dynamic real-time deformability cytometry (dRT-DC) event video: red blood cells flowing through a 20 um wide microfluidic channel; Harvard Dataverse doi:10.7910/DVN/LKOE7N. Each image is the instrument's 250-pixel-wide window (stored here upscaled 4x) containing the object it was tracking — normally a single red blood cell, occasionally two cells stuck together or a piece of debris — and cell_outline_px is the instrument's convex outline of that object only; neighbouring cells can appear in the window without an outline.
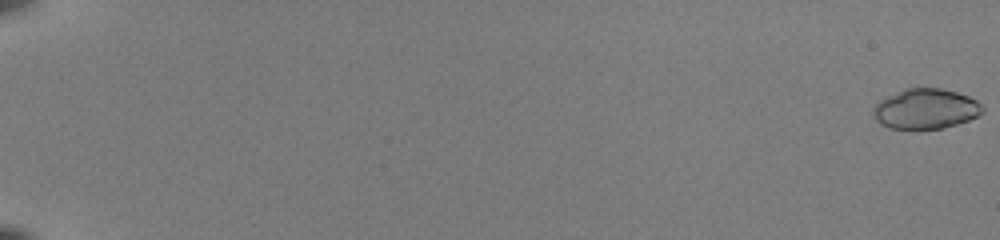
{"species": "common noctule bat (a hibernating species)", "species_latin": "Nyctalus noctula", "temperature_condition": "room temperature", "stored_images_in_passage": 54, "camera_frame_rate_fps": 3000, "um_per_image_px": 0.085, "animal": {"sex": "female", "body_mass_g": 22.0, "forearm_length_mm": 56.7}, "frame": {"image": 1, "passage_image": 1, "time_ms": 0.0, "image_size_px": [1000, 240], "cell_outline_px": [[984, 112], [968, 120], [944, 128], [888, 128], [880, 124], [876, 120], [872, 112], [876, 104], [880, 100], [904, 88], [940, 88], [956, 92], [968, 96], [976, 100], [984, 108]], "centroid_in_image_um": [78.67, 9.24], "position_along_channel_um": 6.3, "area_um2": 25.37}}
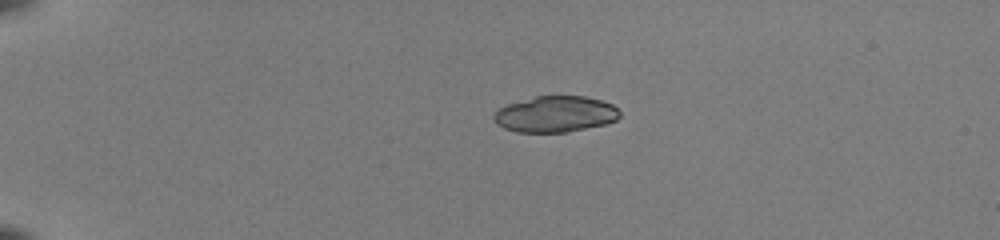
{"frame": {"image": 2, "passage_image": 15, "time_ms": 4.667, "image_size_px": [1000, 240], "cell_outline_px": [[620, 116], [616, 120], [604, 124], [564, 132], [516, 132], [504, 128], [492, 116], [500, 108], [508, 104], [536, 96], [584, 96], [600, 100], [612, 104], [620, 112]], "centroid_in_image_um": [47.22, 9.7], "position_along_channel_um": 37.8, "area_um2": 26.07}}